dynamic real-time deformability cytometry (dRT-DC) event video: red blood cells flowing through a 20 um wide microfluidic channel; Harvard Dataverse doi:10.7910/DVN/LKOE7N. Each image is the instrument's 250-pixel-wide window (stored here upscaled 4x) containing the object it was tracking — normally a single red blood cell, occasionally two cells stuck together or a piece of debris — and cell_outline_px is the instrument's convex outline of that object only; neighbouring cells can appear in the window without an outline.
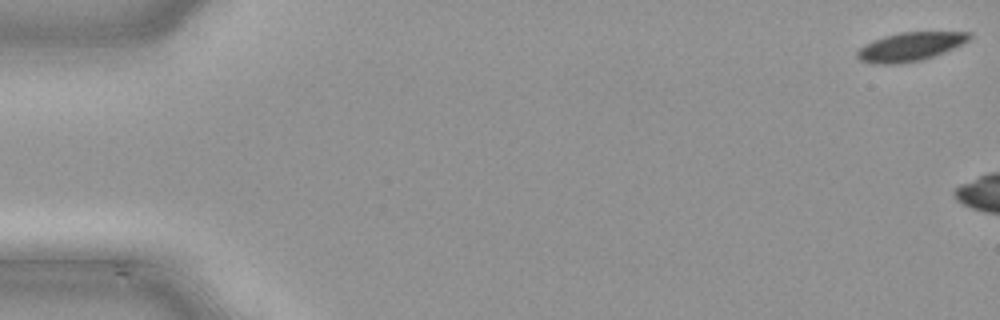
{"species": "common noctule bat (a hibernating species)", "species_latin": "Nyctalus noctula", "temperature_condition": "cold", "stored_images_in_passage": 6, "camera_frame_rate_fps": 3000, "um_per_image_px": 0.085, "animal": {"sex": "male", "body_mass_g": 21.5, "forearm_length_mm": 52.0}, "frame": {"image": 1, "passage_image": 1, "time_ms": 0.0, "image_size_px": [1000, 320], "cell_outline_px": [[972, 36], [968, 40], [944, 52], [920, 60], [888, 64], [880, 64], [860, 60], [856, 56], [856, 52], [864, 44], [872, 40], [884, 36], [900, 32], [972, 32]], "centroid_in_image_um": [77.33, 3.95], "position_along_channel_um": 7.7, "area_um2": 18.38}}